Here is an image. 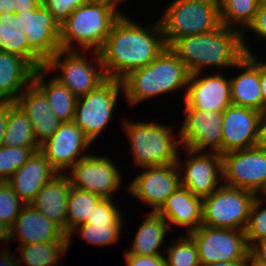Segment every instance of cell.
I'll return each instance as SVG.
<instances>
[{
  "mask_svg": "<svg viewBox=\"0 0 266 266\" xmlns=\"http://www.w3.org/2000/svg\"><path fill=\"white\" fill-rule=\"evenodd\" d=\"M166 47L159 21L143 27L122 14L98 53L106 77L122 80L131 71L151 63Z\"/></svg>",
  "mask_w": 266,
  "mask_h": 266,
  "instance_id": "cell-1",
  "label": "cell"
},
{
  "mask_svg": "<svg viewBox=\"0 0 266 266\" xmlns=\"http://www.w3.org/2000/svg\"><path fill=\"white\" fill-rule=\"evenodd\" d=\"M169 48L185 64L190 75L210 67L236 68L235 64L246 54L243 34L223 25L207 33L178 38Z\"/></svg>",
  "mask_w": 266,
  "mask_h": 266,
  "instance_id": "cell-2",
  "label": "cell"
},
{
  "mask_svg": "<svg viewBox=\"0 0 266 266\" xmlns=\"http://www.w3.org/2000/svg\"><path fill=\"white\" fill-rule=\"evenodd\" d=\"M190 73L177 55L167 46L165 50L145 67L131 71L121 81L125 99L130 106L152 97L173 91L186 94Z\"/></svg>",
  "mask_w": 266,
  "mask_h": 266,
  "instance_id": "cell-3",
  "label": "cell"
},
{
  "mask_svg": "<svg viewBox=\"0 0 266 266\" xmlns=\"http://www.w3.org/2000/svg\"><path fill=\"white\" fill-rule=\"evenodd\" d=\"M117 7L108 1H89L78 6L60 24L61 50L99 52L114 22L123 14Z\"/></svg>",
  "mask_w": 266,
  "mask_h": 266,
  "instance_id": "cell-4",
  "label": "cell"
},
{
  "mask_svg": "<svg viewBox=\"0 0 266 266\" xmlns=\"http://www.w3.org/2000/svg\"><path fill=\"white\" fill-rule=\"evenodd\" d=\"M122 126L130 142L135 167L177 163L178 149L181 145L176 135L172 134L174 127L156 122H136L127 119Z\"/></svg>",
  "mask_w": 266,
  "mask_h": 266,
  "instance_id": "cell-5",
  "label": "cell"
},
{
  "mask_svg": "<svg viewBox=\"0 0 266 266\" xmlns=\"http://www.w3.org/2000/svg\"><path fill=\"white\" fill-rule=\"evenodd\" d=\"M167 5L158 21L168 47L178 38L207 33L221 26L217 1L173 0Z\"/></svg>",
  "mask_w": 266,
  "mask_h": 266,
  "instance_id": "cell-6",
  "label": "cell"
},
{
  "mask_svg": "<svg viewBox=\"0 0 266 266\" xmlns=\"http://www.w3.org/2000/svg\"><path fill=\"white\" fill-rule=\"evenodd\" d=\"M88 51H57L44 68L49 72L60 71L53 77L67 87L76 97L96 89L106 79L98 52H93L95 63L87 57ZM89 59V60H88ZM96 65V66H95ZM95 66V67H94Z\"/></svg>",
  "mask_w": 266,
  "mask_h": 266,
  "instance_id": "cell-7",
  "label": "cell"
},
{
  "mask_svg": "<svg viewBox=\"0 0 266 266\" xmlns=\"http://www.w3.org/2000/svg\"><path fill=\"white\" fill-rule=\"evenodd\" d=\"M256 196L251 191L222 184L202 198V225L245 231Z\"/></svg>",
  "mask_w": 266,
  "mask_h": 266,
  "instance_id": "cell-8",
  "label": "cell"
},
{
  "mask_svg": "<svg viewBox=\"0 0 266 266\" xmlns=\"http://www.w3.org/2000/svg\"><path fill=\"white\" fill-rule=\"evenodd\" d=\"M120 90L123 94L121 80L107 78L96 89L78 97L73 122L92 143L112 120Z\"/></svg>",
  "mask_w": 266,
  "mask_h": 266,
  "instance_id": "cell-9",
  "label": "cell"
},
{
  "mask_svg": "<svg viewBox=\"0 0 266 266\" xmlns=\"http://www.w3.org/2000/svg\"><path fill=\"white\" fill-rule=\"evenodd\" d=\"M188 235L197 245L201 266L244 259L249 254L244 230L201 225Z\"/></svg>",
  "mask_w": 266,
  "mask_h": 266,
  "instance_id": "cell-10",
  "label": "cell"
},
{
  "mask_svg": "<svg viewBox=\"0 0 266 266\" xmlns=\"http://www.w3.org/2000/svg\"><path fill=\"white\" fill-rule=\"evenodd\" d=\"M223 184L266 195V152L256 146L222 155Z\"/></svg>",
  "mask_w": 266,
  "mask_h": 266,
  "instance_id": "cell-11",
  "label": "cell"
},
{
  "mask_svg": "<svg viewBox=\"0 0 266 266\" xmlns=\"http://www.w3.org/2000/svg\"><path fill=\"white\" fill-rule=\"evenodd\" d=\"M118 169L109 157L89 154L73 165L67 176L72 187L89 191L100 198L113 199V195L122 187V176Z\"/></svg>",
  "mask_w": 266,
  "mask_h": 266,
  "instance_id": "cell-12",
  "label": "cell"
},
{
  "mask_svg": "<svg viewBox=\"0 0 266 266\" xmlns=\"http://www.w3.org/2000/svg\"><path fill=\"white\" fill-rule=\"evenodd\" d=\"M185 153V163H181L180 154L177 157L181 186L201 198L209 196L223 183L222 155L218 152L193 151L187 148ZM181 165L185 166L184 173Z\"/></svg>",
  "mask_w": 266,
  "mask_h": 266,
  "instance_id": "cell-13",
  "label": "cell"
},
{
  "mask_svg": "<svg viewBox=\"0 0 266 266\" xmlns=\"http://www.w3.org/2000/svg\"><path fill=\"white\" fill-rule=\"evenodd\" d=\"M184 106L185 119L176 134L181 147L193 151L218 152L222 155L223 112L194 110L186 104Z\"/></svg>",
  "mask_w": 266,
  "mask_h": 266,
  "instance_id": "cell-14",
  "label": "cell"
},
{
  "mask_svg": "<svg viewBox=\"0 0 266 266\" xmlns=\"http://www.w3.org/2000/svg\"><path fill=\"white\" fill-rule=\"evenodd\" d=\"M143 171L127 185L131 196L157 212L167 198L181 186L177 163L165 166L142 167ZM153 209V210H152Z\"/></svg>",
  "mask_w": 266,
  "mask_h": 266,
  "instance_id": "cell-15",
  "label": "cell"
},
{
  "mask_svg": "<svg viewBox=\"0 0 266 266\" xmlns=\"http://www.w3.org/2000/svg\"><path fill=\"white\" fill-rule=\"evenodd\" d=\"M90 145L92 142L72 121L61 123L54 134L40 145V151L58 173H66V169L69 170L89 155L84 154V151L86 152Z\"/></svg>",
  "mask_w": 266,
  "mask_h": 266,
  "instance_id": "cell-16",
  "label": "cell"
},
{
  "mask_svg": "<svg viewBox=\"0 0 266 266\" xmlns=\"http://www.w3.org/2000/svg\"><path fill=\"white\" fill-rule=\"evenodd\" d=\"M28 45L47 62L60 47V24L41 3L33 12L15 13Z\"/></svg>",
  "mask_w": 266,
  "mask_h": 266,
  "instance_id": "cell-17",
  "label": "cell"
},
{
  "mask_svg": "<svg viewBox=\"0 0 266 266\" xmlns=\"http://www.w3.org/2000/svg\"><path fill=\"white\" fill-rule=\"evenodd\" d=\"M183 103L194 110L224 112L232 104L230 79L221 71L190 75Z\"/></svg>",
  "mask_w": 266,
  "mask_h": 266,
  "instance_id": "cell-18",
  "label": "cell"
},
{
  "mask_svg": "<svg viewBox=\"0 0 266 266\" xmlns=\"http://www.w3.org/2000/svg\"><path fill=\"white\" fill-rule=\"evenodd\" d=\"M262 112L231 104L223 112L222 155L256 146Z\"/></svg>",
  "mask_w": 266,
  "mask_h": 266,
  "instance_id": "cell-19",
  "label": "cell"
},
{
  "mask_svg": "<svg viewBox=\"0 0 266 266\" xmlns=\"http://www.w3.org/2000/svg\"><path fill=\"white\" fill-rule=\"evenodd\" d=\"M11 242L20 245L62 241L67 235L53 221L37 211L32 204H25L10 228Z\"/></svg>",
  "mask_w": 266,
  "mask_h": 266,
  "instance_id": "cell-20",
  "label": "cell"
},
{
  "mask_svg": "<svg viewBox=\"0 0 266 266\" xmlns=\"http://www.w3.org/2000/svg\"><path fill=\"white\" fill-rule=\"evenodd\" d=\"M16 103L31 121L35 139L39 145L49 139L61 122L50 108L43 91L32 81L18 97Z\"/></svg>",
  "mask_w": 266,
  "mask_h": 266,
  "instance_id": "cell-21",
  "label": "cell"
},
{
  "mask_svg": "<svg viewBox=\"0 0 266 266\" xmlns=\"http://www.w3.org/2000/svg\"><path fill=\"white\" fill-rule=\"evenodd\" d=\"M58 172L38 150L17 169L7 183L25 204H31L42 187Z\"/></svg>",
  "mask_w": 266,
  "mask_h": 266,
  "instance_id": "cell-22",
  "label": "cell"
},
{
  "mask_svg": "<svg viewBox=\"0 0 266 266\" xmlns=\"http://www.w3.org/2000/svg\"><path fill=\"white\" fill-rule=\"evenodd\" d=\"M169 225L185 227L189 234L202 225V198L193 195L187 188L180 186L157 211Z\"/></svg>",
  "mask_w": 266,
  "mask_h": 266,
  "instance_id": "cell-23",
  "label": "cell"
},
{
  "mask_svg": "<svg viewBox=\"0 0 266 266\" xmlns=\"http://www.w3.org/2000/svg\"><path fill=\"white\" fill-rule=\"evenodd\" d=\"M235 67L243 72L230 78L231 103L262 112L260 61L256 55L245 54Z\"/></svg>",
  "mask_w": 266,
  "mask_h": 266,
  "instance_id": "cell-24",
  "label": "cell"
},
{
  "mask_svg": "<svg viewBox=\"0 0 266 266\" xmlns=\"http://www.w3.org/2000/svg\"><path fill=\"white\" fill-rule=\"evenodd\" d=\"M68 173H58L37 193L33 207L56 223L66 234L67 203L71 183Z\"/></svg>",
  "mask_w": 266,
  "mask_h": 266,
  "instance_id": "cell-25",
  "label": "cell"
},
{
  "mask_svg": "<svg viewBox=\"0 0 266 266\" xmlns=\"http://www.w3.org/2000/svg\"><path fill=\"white\" fill-rule=\"evenodd\" d=\"M35 70L20 55L0 51V102H16L33 81Z\"/></svg>",
  "mask_w": 266,
  "mask_h": 266,
  "instance_id": "cell-26",
  "label": "cell"
},
{
  "mask_svg": "<svg viewBox=\"0 0 266 266\" xmlns=\"http://www.w3.org/2000/svg\"><path fill=\"white\" fill-rule=\"evenodd\" d=\"M49 72L38 68L33 75V82L43 91L48 99L50 108L61 123L72 122L78 97L54 77L47 81Z\"/></svg>",
  "mask_w": 266,
  "mask_h": 266,
  "instance_id": "cell-27",
  "label": "cell"
},
{
  "mask_svg": "<svg viewBox=\"0 0 266 266\" xmlns=\"http://www.w3.org/2000/svg\"><path fill=\"white\" fill-rule=\"evenodd\" d=\"M145 217L137 230L132 247L125 251L140 256L163 255L159 249L170 230L168 222L157 212H147Z\"/></svg>",
  "mask_w": 266,
  "mask_h": 266,
  "instance_id": "cell-28",
  "label": "cell"
},
{
  "mask_svg": "<svg viewBox=\"0 0 266 266\" xmlns=\"http://www.w3.org/2000/svg\"><path fill=\"white\" fill-rule=\"evenodd\" d=\"M18 26L17 14L0 13V51L20 55L35 69L44 67L46 62L28 45Z\"/></svg>",
  "mask_w": 266,
  "mask_h": 266,
  "instance_id": "cell-29",
  "label": "cell"
},
{
  "mask_svg": "<svg viewBox=\"0 0 266 266\" xmlns=\"http://www.w3.org/2000/svg\"><path fill=\"white\" fill-rule=\"evenodd\" d=\"M260 3L261 0H221L219 2L221 25L243 34V47L248 55H254V52L245 42V33L254 21Z\"/></svg>",
  "mask_w": 266,
  "mask_h": 266,
  "instance_id": "cell-30",
  "label": "cell"
},
{
  "mask_svg": "<svg viewBox=\"0 0 266 266\" xmlns=\"http://www.w3.org/2000/svg\"><path fill=\"white\" fill-rule=\"evenodd\" d=\"M20 252H19V250ZM68 237L57 242H42L17 246L18 263L26 266H60L58 261L68 251Z\"/></svg>",
  "mask_w": 266,
  "mask_h": 266,
  "instance_id": "cell-31",
  "label": "cell"
},
{
  "mask_svg": "<svg viewBox=\"0 0 266 266\" xmlns=\"http://www.w3.org/2000/svg\"><path fill=\"white\" fill-rule=\"evenodd\" d=\"M3 146L40 147L35 139L31 121L16 102H9L7 129L4 133Z\"/></svg>",
  "mask_w": 266,
  "mask_h": 266,
  "instance_id": "cell-32",
  "label": "cell"
},
{
  "mask_svg": "<svg viewBox=\"0 0 266 266\" xmlns=\"http://www.w3.org/2000/svg\"><path fill=\"white\" fill-rule=\"evenodd\" d=\"M101 198L89 191L71 186L67 203L66 235L77 226L84 224Z\"/></svg>",
  "mask_w": 266,
  "mask_h": 266,
  "instance_id": "cell-33",
  "label": "cell"
},
{
  "mask_svg": "<svg viewBox=\"0 0 266 266\" xmlns=\"http://www.w3.org/2000/svg\"><path fill=\"white\" fill-rule=\"evenodd\" d=\"M123 224H94V223H84L77 226L71 231L68 237V246H70V241L75 234H79L81 239L85 240L87 243L96 246H108L112 244H117L122 233ZM77 232V233H76Z\"/></svg>",
  "mask_w": 266,
  "mask_h": 266,
  "instance_id": "cell-34",
  "label": "cell"
},
{
  "mask_svg": "<svg viewBox=\"0 0 266 266\" xmlns=\"http://www.w3.org/2000/svg\"><path fill=\"white\" fill-rule=\"evenodd\" d=\"M186 235L172 238L166 247L167 266H201L197 245L188 234Z\"/></svg>",
  "mask_w": 266,
  "mask_h": 266,
  "instance_id": "cell-35",
  "label": "cell"
},
{
  "mask_svg": "<svg viewBox=\"0 0 266 266\" xmlns=\"http://www.w3.org/2000/svg\"><path fill=\"white\" fill-rule=\"evenodd\" d=\"M40 147H0V182H7Z\"/></svg>",
  "mask_w": 266,
  "mask_h": 266,
  "instance_id": "cell-36",
  "label": "cell"
},
{
  "mask_svg": "<svg viewBox=\"0 0 266 266\" xmlns=\"http://www.w3.org/2000/svg\"><path fill=\"white\" fill-rule=\"evenodd\" d=\"M265 199L266 195H257L250 209L249 220L245 229L249 248L254 243L266 240V207L261 208L264 206L262 204Z\"/></svg>",
  "mask_w": 266,
  "mask_h": 266,
  "instance_id": "cell-37",
  "label": "cell"
},
{
  "mask_svg": "<svg viewBox=\"0 0 266 266\" xmlns=\"http://www.w3.org/2000/svg\"><path fill=\"white\" fill-rule=\"evenodd\" d=\"M24 205L7 182H0V222L11 228Z\"/></svg>",
  "mask_w": 266,
  "mask_h": 266,
  "instance_id": "cell-38",
  "label": "cell"
},
{
  "mask_svg": "<svg viewBox=\"0 0 266 266\" xmlns=\"http://www.w3.org/2000/svg\"><path fill=\"white\" fill-rule=\"evenodd\" d=\"M123 212L110 198H101L93 209L90 218L85 223L94 224H123Z\"/></svg>",
  "mask_w": 266,
  "mask_h": 266,
  "instance_id": "cell-39",
  "label": "cell"
},
{
  "mask_svg": "<svg viewBox=\"0 0 266 266\" xmlns=\"http://www.w3.org/2000/svg\"><path fill=\"white\" fill-rule=\"evenodd\" d=\"M89 1L90 0H42V4L58 23L61 24L78 6H82Z\"/></svg>",
  "mask_w": 266,
  "mask_h": 266,
  "instance_id": "cell-40",
  "label": "cell"
},
{
  "mask_svg": "<svg viewBox=\"0 0 266 266\" xmlns=\"http://www.w3.org/2000/svg\"><path fill=\"white\" fill-rule=\"evenodd\" d=\"M42 0H0V13H25L33 12Z\"/></svg>",
  "mask_w": 266,
  "mask_h": 266,
  "instance_id": "cell-41",
  "label": "cell"
},
{
  "mask_svg": "<svg viewBox=\"0 0 266 266\" xmlns=\"http://www.w3.org/2000/svg\"><path fill=\"white\" fill-rule=\"evenodd\" d=\"M126 266H167L164 255H131L124 250Z\"/></svg>",
  "mask_w": 266,
  "mask_h": 266,
  "instance_id": "cell-42",
  "label": "cell"
},
{
  "mask_svg": "<svg viewBox=\"0 0 266 266\" xmlns=\"http://www.w3.org/2000/svg\"><path fill=\"white\" fill-rule=\"evenodd\" d=\"M247 30L257 34L259 39H266V4L260 3L254 21Z\"/></svg>",
  "mask_w": 266,
  "mask_h": 266,
  "instance_id": "cell-43",
  "label": "cell"
},
{
  "mask_svg": "<svg viewBox=\"0 0 266 266\" xmlns=\"http://www.w3.org/2000/svg\"><path fill=\"white\" fill-rule=\"evenodd\" d=\"M9 102H0V147L7 129Z\"/></svg>",
  "mask_w": 266,
  "mask_h": 266,
  "instance_id": "cell-44",
  "label": "cell"
},
{
  "mask_svg": "<svg viewBox=\"0 0 266 266\" xmlns=\"http://www.w3.org/2000/svg\"><path fill=\"white\" fill-rule=\"evenodd\" d=\"M256 147L266 152V112L262 114L259 123Z\"/></svg>",
  "mask_w": 266,
  "mask_h": 266,
  "instance_id": "cell-45",
  "label": "cell"
},
{
  "mask_svg": "<svg viewBox=\"0 0 266 266\" xmlns=\"http://www.w3.org/2000/svg\"><path fill=\"white\" fill-rule=\"evenodd\" d=\"M249 253L258 261L266 264V240L254 243L250 247Z\"/></svg>",
  "mask_w": 266,
  "mask_h": 266,
  "instance_id": "cell-46",
  "label": "cell"
},
{
  "mask_svg": "<svg viewBox=\"0 0 266 266\" xmlns=\"http://www.w3.org/2000/svg\"><path fill=\"white\" fill-rule=\"evenodd\" d=\"M15 253H11L7 247L0 252V266H19L18 258Z\"/></svg>",
  "mask_w": 266,
  "mask_h": 266,
  "instance_id": "cell-47",
  "label": "cell"
},
{
  "mask_svg": "<svg viewBox=\"0 0 266 266\" xmlns=\"http://www.w3.org/2000/svg\"><path fill=\"white\" fill-rule=\"evenodd\" d=\"M260 89L262 93V113L266 112V62L260 61Z\"/></svg>",
  "mask_w": 266,
  "mask_h": 266,
  "instance_id": "cell-48",
  "label": "cell"
},
{
  "mask_svg": "<svg viewBox=\"0 0 266 266\" xmlns=\"http://www.w3.org/2000/svg\"><path fill=\"white\" fill-rule=\"evenodd\" d=\"M2 241L3 245L8 241H11V230L8 225L5 223L0 222V242ZM0 243V245L2 244Z\"/></svg>",
  "mask_w": 266,
  "mask_h": 266,
  "instance_id": "cell-49",
  "label": "cell"
},
{
  "mask_svg": "<svg viewBox=\"0 0 266 266\" xmlns=\"http://www.w3.org/2000/svg\"><path fill=\"white\" fill-rule=\"evenodd\" d=\"M245 264H246V258L230 262H216L214 264L206 266H245Z\"/></svg>",
  "mask_w": 266,
  "mask_h": 266,
  "instance_id": "cell-50",
  "label": "cell"
},
{
  "mask_svg": "<svg viewBox=\"0 0 266 266\" xmlns=\"http://www.w3.org/2000/svg\"><path fill=\"white\" fill-rule=\"evenodd\" d=\"M245 266H266V264L255 259L250 253L246 257Z\"/></svg>",
  "mask_w": 266,
  "mask_h": 266,
  "instance_id": "cell-51",
  "label": "cell"
},
{
  "mask_svg": "<svg viewBox=\"0 0 266 266\" xmlns=\"http://www.w3.org/2000/svg\"><path fill=\"white\" fill-rule=\"evenodd\" d=\"M122 1L124 2V0H112V3L120 6L119 4H121Z\"/></svg>",
  "mask_w": 266,
  "mask_h": 266,
  "instance_id": "cell-52",
  "label": "cell"
},
{
  "mask_svg": "<svg viewBox=\"0 0 266 266\" xmlns=\"http://www.w3.org/2000/svg\"><path fill=\"white\" fill-rule=\"evenodd\" d=\"M90 1H108V2L112 3V0H90Z\"/></svg>",
  "mask_w": 266,
  "mask_h": 266,
  "instance_id": "cell-53",
  "label": "cell"
},
{
  "mask_svg": "<svg viewBox=\"0 0 266 266\" xmlns=\"http://www.w3.org/2000/svg\"><path fill=\"white\" fill-rule=\"evenodd\" d=\"M261 3H265L266 4V0H261Z\"/></svg>",
  "mask_w": 266,
  "mask_h": 266,
  "instance_id": "cell-54",
  "label": "cell"
}]
</instances>
